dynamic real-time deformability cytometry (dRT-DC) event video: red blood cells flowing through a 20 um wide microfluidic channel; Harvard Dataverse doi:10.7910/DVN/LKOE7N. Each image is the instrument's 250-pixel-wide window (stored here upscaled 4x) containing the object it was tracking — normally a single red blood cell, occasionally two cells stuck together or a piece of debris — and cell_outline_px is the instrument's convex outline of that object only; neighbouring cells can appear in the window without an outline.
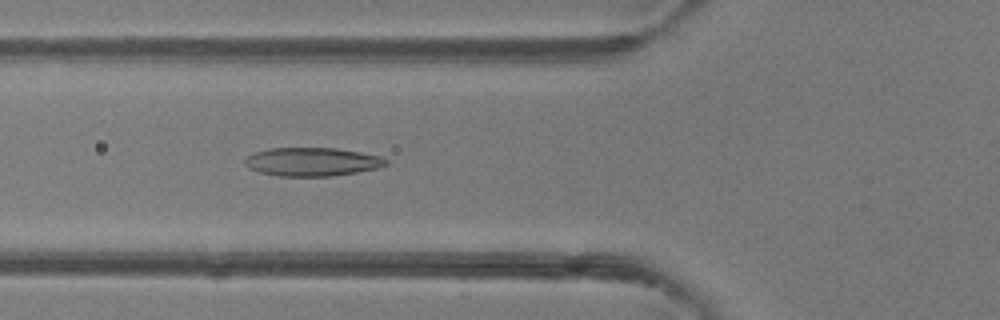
{"species": "common noctule bat (a hibernating species)", "species_latin": "Nyctalus noctula", "temperature_condition": "room temperature", "stored_images_in_passage": 49, "camera_frame_rate_fps": 3000, "um_per_image_px": 0.085, "animal": {"sex": "female"}, "frame": {"image": 1, "passage_image": 18, "time_ms": 5.667, "image_size_px": [1000, 320], "cell_outline_px": [[388, 164], [380, 168], [332, 176], [280, 176], [260, 172], [248, 168], [244, 164], [244, 160], [248, 156], [256, 152], [268, 148], [336, 148], [360, 152], [380, 156], [388, 160]], "centroid_in_image_um": [26.55, 13.75], "position_along_channel_um": 99.3, "area_um2": 23.47}}
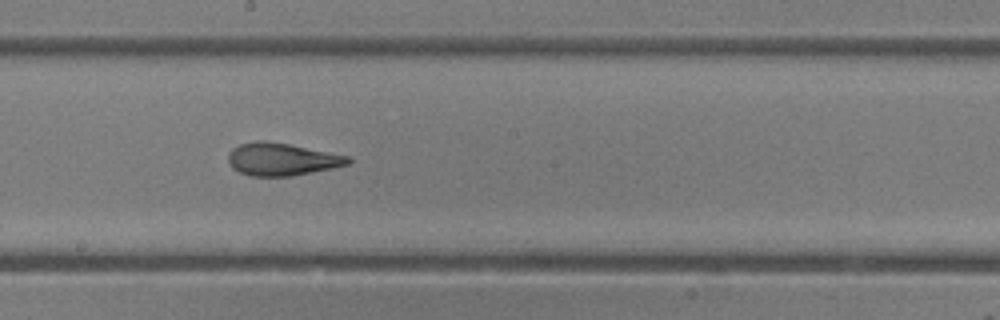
{"frame": {"image": 2, "passage_image": 27, "time_ms": 8.667, "image_size_px": [1000, 320], "cell_outline_px": [[352, 160], [348, 164], [332, 168], [292, 176], [248, 176], [232, 168], [228, 160], [228, 152], [232, 148], [240, 144], [256, 140], [264, 140], [288, 144], [352, 156]], "centroid_in_image_um": [23.95, 13.53], "position_along_channel_um": 224.3, "area_um2": 22.89}}
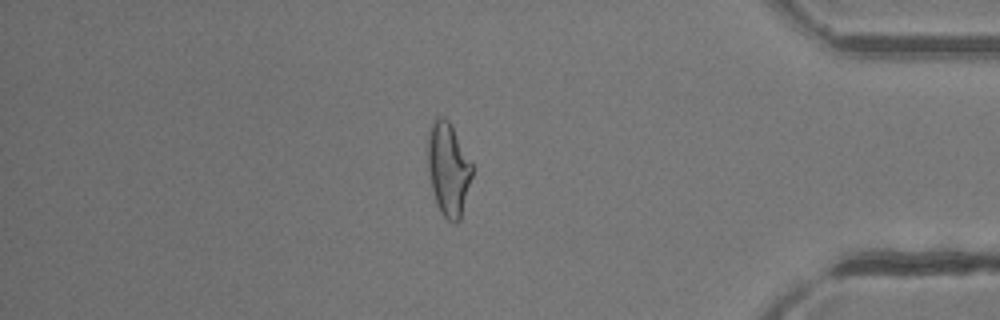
{"frame": {"image": 3, "passage_image": 42, "time_ms": 13.667, "image_size_px": [1000, 320], "cell_outline_px": [[472, 176], [460, 220], [456, 224], [452, 224], [440, 212], [436, 204], [428, 172], [428, 132], [436, 116], [444, 116], [452, 124], [472, 164]], "centroid_in_image_um": [38.1, 14.37], "position_along_channel_um": 397.1, "area_um2": 24.22}, "authors_computed_cell_mechanics": {"area_um2": 23.9292, "velocity_mm_per_s": 4.1361, "shape_relaxation_time_tau1_ms": 7.7739, "shape_relaxation_time_tau2_ms": 1.5602, "deformation_change_tau1": 0.2361, "deformation_change_tau2": 0.1011}}